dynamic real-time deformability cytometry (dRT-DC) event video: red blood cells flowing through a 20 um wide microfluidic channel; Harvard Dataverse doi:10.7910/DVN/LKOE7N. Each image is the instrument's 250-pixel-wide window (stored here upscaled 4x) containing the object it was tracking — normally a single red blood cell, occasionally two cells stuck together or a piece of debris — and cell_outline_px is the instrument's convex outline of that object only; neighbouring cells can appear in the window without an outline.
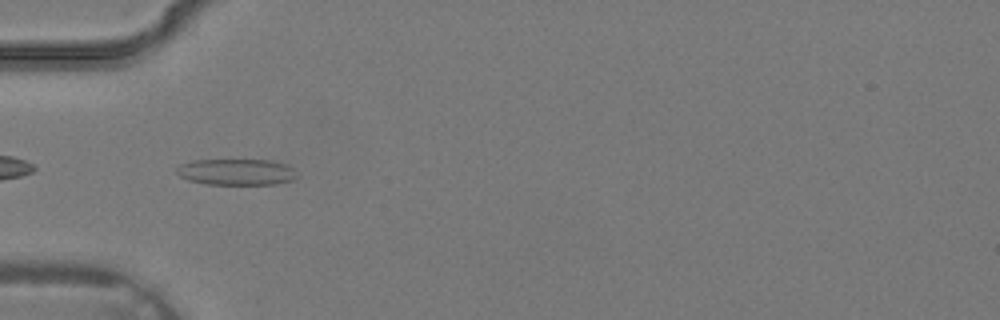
{"species": "common noctule bat (a hibernating species)", "species_latin": "Nyctalus noctula", "temperature_condition": "warm", "stored_images_in_passage": 23, "camera_frame_rate_fps": 3000, "um_per_image_px": 0.085, "animal": {"sex": "male", "body_mass_g": 19.2, "forearm_length_mm": 51.8}, "frame": {"image": 1, "passage_image": 1, "time_ms": 0.0, "image_size_px": [1000, 320], "cell_outline_px": [[296, 176], [292, 180], [276, 184], [208, 184], [188, 180], [180, 176], [176, 172], [176, 168], [180, 164], [192, 160], [268, 160], [288, 164], [292, 168]], "centroid_in_image_um": [20.07, 14.61], "position_along_channel_um": 64.9, "area_um2": 18.32}}
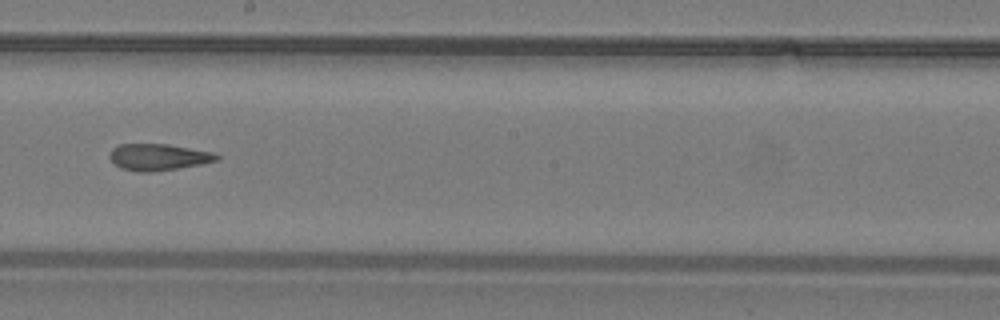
{"frame": {"image": 2, "passage_image": 10, "time_ms": 3.0, "image_size_px": [1000, 320], "cell_outline_px": [[220, 160], [204, 164], [148, 172], [140, 172], [120, 168], [108, 156], [112, 148], [120, 144], [168, 144], [216, 152], [220, 156]], "centroid_in_image_um": [13.52, 13.34], "position_along_channel_um": 234.7, "area_um2": 16.7}}
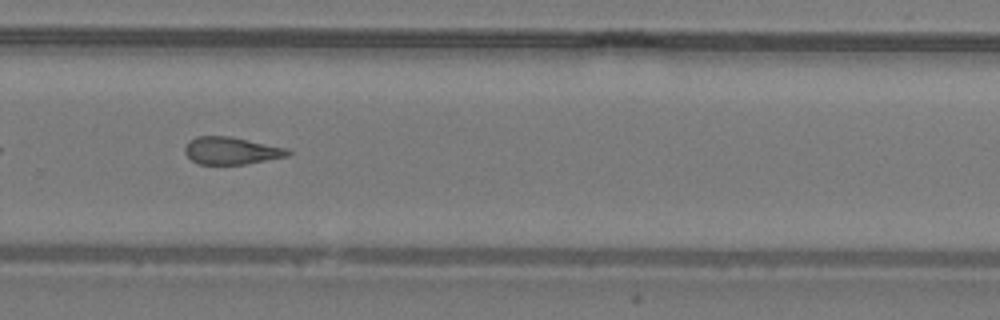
{"frame": {"image": 3, "passage_image": 14, "time_ms": 4.333, "image_size_px": [1000, 320], "cell_outline_px": [[292, 152], [288, 156], [244, 164], [200, 164], [192, 160], [184, 152], [184, 148], [188, 140], [196, 136], [228, 136], [288, 148]], "centroid_in_image_um": [19.64, 12.8], "position_along_channel_um": 310.2, "area_um2": 16.36}}